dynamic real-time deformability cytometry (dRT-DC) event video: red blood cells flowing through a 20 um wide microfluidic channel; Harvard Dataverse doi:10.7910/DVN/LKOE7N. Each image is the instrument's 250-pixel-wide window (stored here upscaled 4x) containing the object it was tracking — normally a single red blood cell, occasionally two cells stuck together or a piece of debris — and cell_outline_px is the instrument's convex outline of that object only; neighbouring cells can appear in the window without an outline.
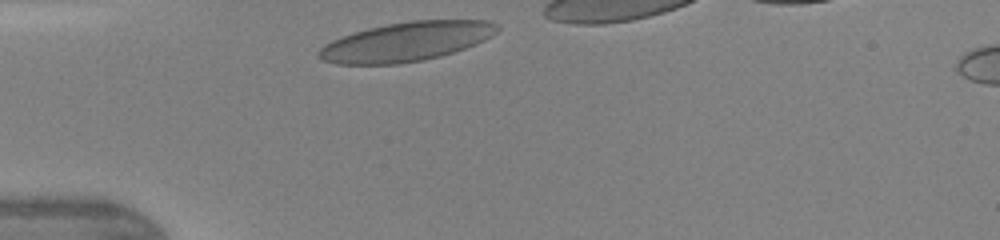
{"species": "human", "species_latin": "Homo sapiens", "temperature_condition": "warm", "stored_images_in_passage": 27, "camera_frame_rate_fps": 3000, "um_per_image_px": 0.085, "donor": {"sex": "female"}, "frame": {"image": 1, "passage_image": 1, "time_ms": 0.0, "image_size_px": [1000, 240], "cell_outline_px": [[500, 28], [492, 36], [476, 44], [440, 56], [424, 60], [396, 64], [336, 64], [324, 60], [316, 56], [316, 52], [324, 44], [332, 40], [368, 28], [388, 24], [412, 20], [488, 20], [500, 24]], "centroid_in_image_um": [34.55, 3.54], "position_along_channel_um": 50.4, "area_um2": 40.69}, "authors_computed_cell_mechanics": {"area_um2": 37.6856, "velocity_mm_per_s": 4.3356, "shape_relaxation_time_tau1_ms": 3.5652, "shape_relaxation_time_tau2_ms": null, "deformation_change_tau1": 0.1501, "deformation_change_tau2": null}}